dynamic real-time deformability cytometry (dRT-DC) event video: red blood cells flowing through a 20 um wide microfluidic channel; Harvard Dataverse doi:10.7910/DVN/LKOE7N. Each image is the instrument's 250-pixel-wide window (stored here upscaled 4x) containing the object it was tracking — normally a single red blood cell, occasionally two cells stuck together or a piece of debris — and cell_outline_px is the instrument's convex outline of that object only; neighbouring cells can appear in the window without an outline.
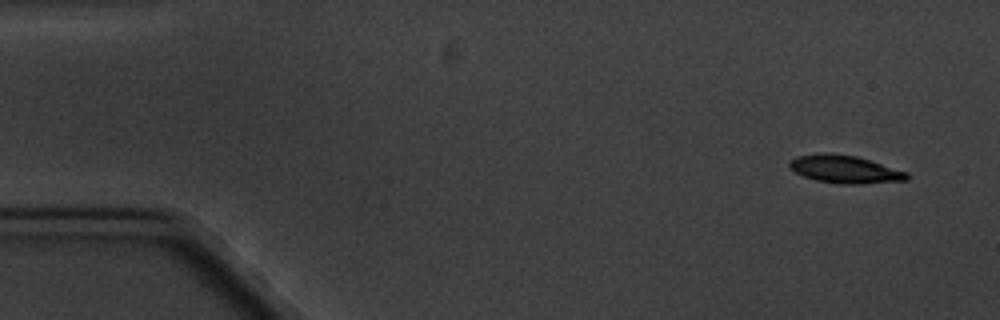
{"species": "common noctule bat (a hibernating species)", "species_latin": "Nyctalus noctula", "temperature_condition": "cold", "stored_images_in_passage": 5, "camera_frame_rate_fps": 3000, "um_per_image_px": 0.085, "animal": {"sex": "male", "body_mass_g": 20.1, "forearm_length_mm": 53.5}, "frame": {"image": 1, "passage_image": 1, "time_ms": 0.0, "image_size_px": [1000, 320], "cell_outline_px": [[908, 180], [860, 184], [840, 184], [816, 180], [804, 176], [796, 172], [788, 164], [796, 156], [856, 156], [908, 172]], "centroid_in_image_um": [71.9, 14.45], "position_along_channel_um": 13.1, "area_um2": 17.98}}
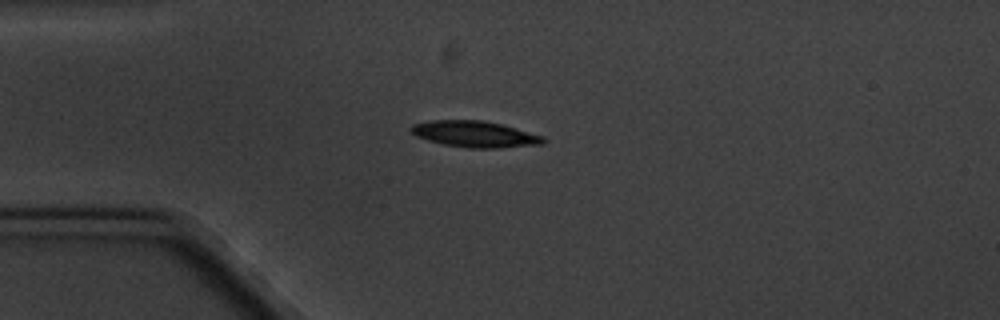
{"frame": {"image": 2, "passage_image": 4, "time_ms": 3.667, "image_size_px": [1000, 320], "cell_outline_px": [[548, 140], [540, 144], [496, 148], [468, 148], [444, 144], [428, 140], [416, 136], [408, 128], [412, 124], [432, 120], [480, 120], [500, 124], [516, 128], [544, 136]], "centroid_in_image_um": [40.35, 11.4], "position_along_channel_um": 44.7, "area_um2": 20.11}}